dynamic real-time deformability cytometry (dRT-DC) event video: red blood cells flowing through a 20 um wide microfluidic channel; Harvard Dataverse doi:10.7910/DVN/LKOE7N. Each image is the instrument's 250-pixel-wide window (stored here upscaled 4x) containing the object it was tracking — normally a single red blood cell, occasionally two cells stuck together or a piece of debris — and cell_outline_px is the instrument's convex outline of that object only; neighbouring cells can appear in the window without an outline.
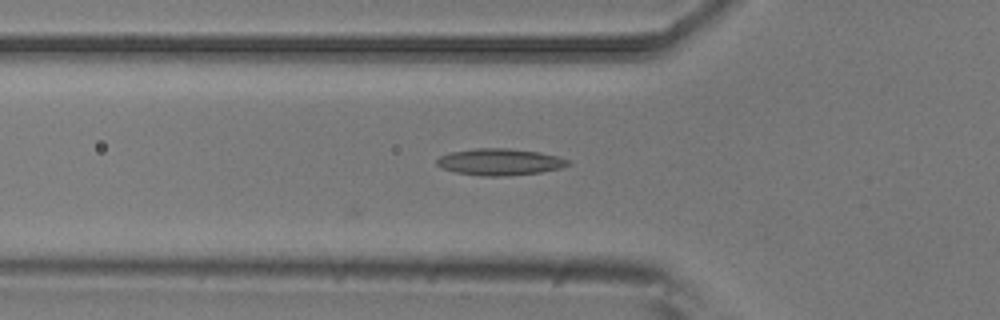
{"species": "common noctule bat (a hibernating species)", "species_latin": "Nyctalus noctula", "temperature_condition": "room temperature", "stored_images_in_passage": 6, "camera_frame_rate_fps": 3000, "um_per_image_px": 0.085, "animal": {"sex": "male", "body_mass_g": 20.5, "forearm_length_mm": 52.5}, "frame": {"image": 1, "passage_image": 6, "time_ms": 1.667, "image_size_px": [1000, 320], "cell_outline_px": [[572, 164], [560, 168], [540, 172], [508, 176], [480, 176], [456, 172], [440, 168], [436, 164], [436, 160], [440, 156], [452, 152], [476, 148], [508, 148], [540, 152], [560, 156], [568, 160]], "centroid_in_image_um": [42.49, 13.76], "position_along_channel_um": 83.3, "area_um2": 20.52}}